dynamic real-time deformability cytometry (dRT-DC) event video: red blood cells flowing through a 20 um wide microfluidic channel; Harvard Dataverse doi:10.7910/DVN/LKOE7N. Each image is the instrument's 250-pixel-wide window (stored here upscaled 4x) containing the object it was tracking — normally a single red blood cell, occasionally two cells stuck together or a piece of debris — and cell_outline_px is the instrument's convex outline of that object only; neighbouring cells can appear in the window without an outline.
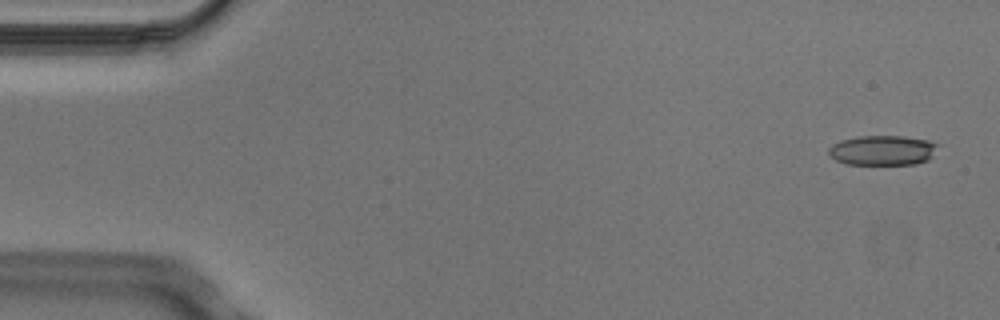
{"species": "Egyptian fruit bat (a non-hibernating species)", "species_latin": "Rousettus aegyptiacus", "temperature_condition": "cold", "stored_images_in_passage": 4, "camera_frame_rate_fps": 3000, "um_per_image_px": 0.085, "animal": {"sex": "male"}, "frame": {"image": 1, "passage_image": 1, "time_ms": 0.0, "image_size_px": [1000, 320], "cell_outline_px": [[940, 144], [928, 160], [916, 164], [848, 164], [836, 160], [828, 152], [828, 148], [832, 144], [840, 140], [860, 136], [904, 136], [928, 140]], "centroid_in_image_um": [75.03, 12.77], "position_along_channel_um": 10.0, "area_um2": 19.02}}
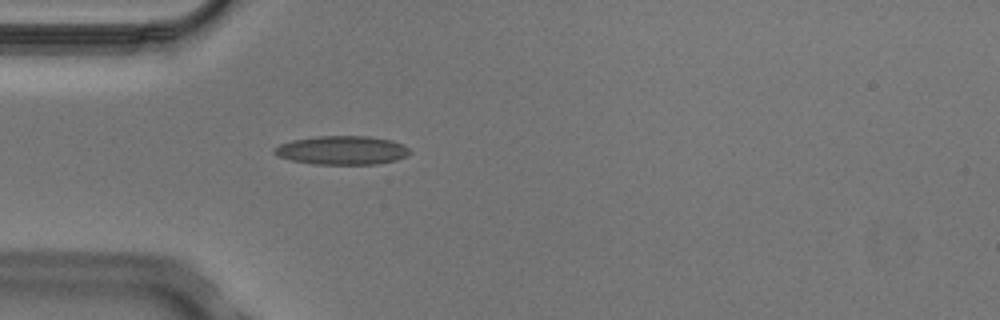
{"frame": {"image": 2, "passage_image": 4, "time_ms": 1.0, "image_size_px": [1000, 320], "cell_outline_px": [[412, 152], [408, 156], [396, 160], [376, 164], [316, 164], [292, 160], [276, 156], [272, 152], [272, 148], [280, 144], [292, 140], [316, 136], [368, 136], [392, 140], [404, 144]], "centroid_in_image_um": [29.08, 12.77], "position_along_channel_um": 55.9, "area_um2": 22.89}}